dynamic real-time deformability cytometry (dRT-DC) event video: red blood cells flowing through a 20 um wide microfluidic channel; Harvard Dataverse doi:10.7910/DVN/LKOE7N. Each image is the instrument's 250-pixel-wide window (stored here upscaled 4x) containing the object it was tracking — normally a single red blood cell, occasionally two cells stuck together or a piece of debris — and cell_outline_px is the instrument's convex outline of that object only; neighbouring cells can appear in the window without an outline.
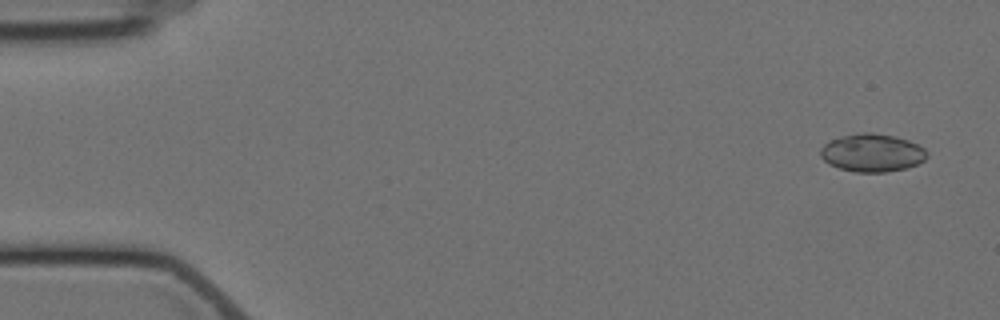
{"species": "Egyptian fruit bat (a non-hibernating species)", "species_latin": "Rousettus aegyptiacus", "temperature_condition": "cold", "stored_images_in_passage": 4, "camera_frame_rate_fps": 3000, "um_per_image_px": 0.085, "animal": {"sex": "female"}, "frame": {"image": 1, "passage_image": 1, "time_ms": 0.0, "image_size_px": [1000, 320], "cell_outline_px": [[928, 156], [924, 160], [908, 168], [884, 172], [856, 172], [840, 168], [828, 164], [820, 156], [820, 148], [824, 144], [832, 140], [856, 132], [872, 132], [892, 136], [908, 140], [924, 148], [928, 152]], "centroid_in_image_um": [74.13, 12.99], "position_along_channel_um": 10.9, "area_um2": 23.52}}
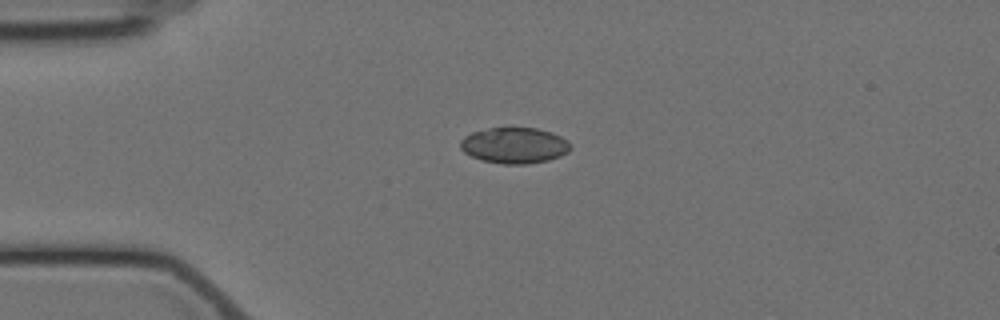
{"frame": {"image": 2, "passage_image": 4, "time_ms": 3.667, "image_size_px": [1000, 320], "cell_outline_px": [[572, 148], [568, 152], [560, 156], [548, 160], [528, 164], [504, 164], [480, 160], [464, 152], [460, 148], [460, 140], [464, 136], [472, 132], [488, 128], [536, 128], [552, 132], [568, 140]], "centroid_in_image_um": [43.73, 12.36], "position_along_channel_um": 41.3, "area_um2": 23.18}}